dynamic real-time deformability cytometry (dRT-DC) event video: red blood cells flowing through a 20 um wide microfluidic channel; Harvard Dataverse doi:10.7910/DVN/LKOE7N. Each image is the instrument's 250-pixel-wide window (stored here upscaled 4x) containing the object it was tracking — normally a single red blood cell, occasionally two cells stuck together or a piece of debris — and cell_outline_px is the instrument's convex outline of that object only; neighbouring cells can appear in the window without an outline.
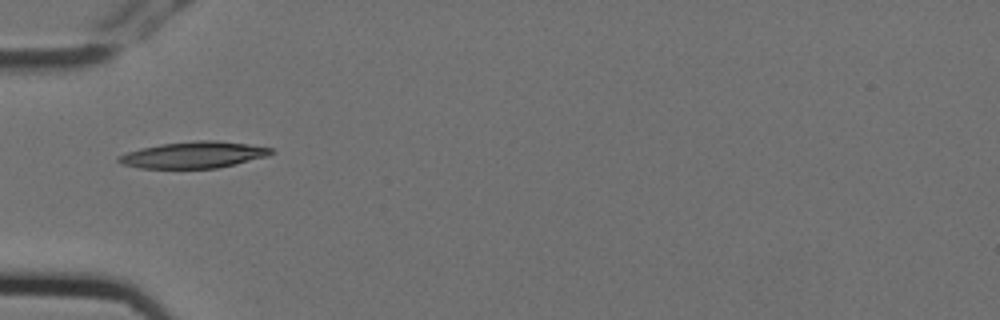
{"species": "Egyptian fruit bat (a non-hibernating species)", "species_latin": "Rousettus aegyptiacus", "temperature_condition": "cold", "stored_images_in_passage": 10, "camera_frame_rate_fps": 3000, "um_per_image_px": 0.085, "animal": {"sex": "female"}, "frame": {"image": 1, "passage_image": 4, "time_ms": 1.0, "image_size_px": [1000, 320], "cell_outline_px": [[276, 152], [268, 156], [236, 164], [216, 168], [140, 168], [120, 164], [116, 160], [116, 156], [140, 148], [160, 144], [200, 140], [216, 140], [248, 144], [272, 148]], "centroid_in_image_um": [16.45, 13.16], "position_along_channel_um": 68.5, "area_um2": 23.64}}
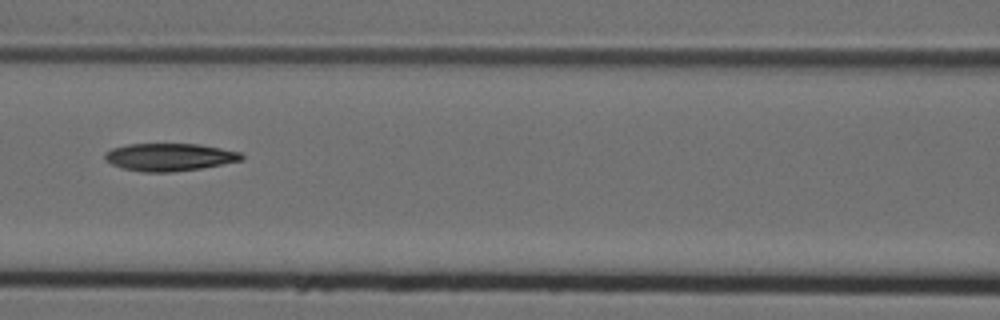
{"frame": {"image": 2, "passage_image": 6, "time_ms": 1.667, "image_size_px": [1000, 320], "cell_outline_px": [[244, 160], [200, 168], [172, 172], [144, 172], [124, 168], [112, 164], [104, 160], [104, 152], [112, 148], [128, 144], [200, 144], [240, 152], [244, 156]], "centroid_in_image_um": [14.39, 13.35], "position_along_channel_um": 152.2, "area_um2": 21.96}}
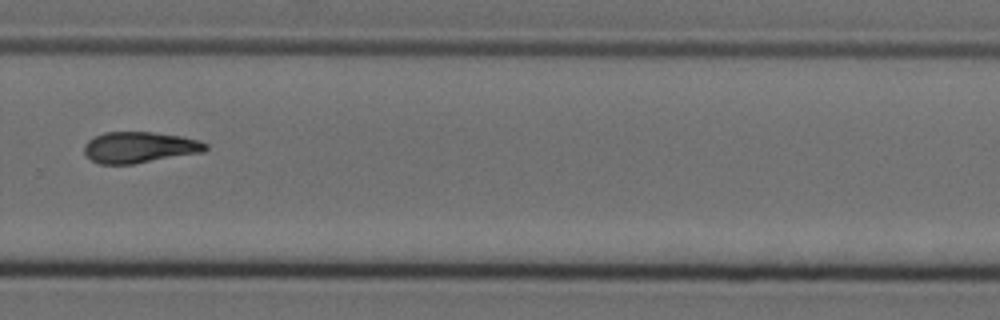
{"frame": {"image": 3, "passage_image": 10, "time_ms": 3.0, "image_size_px": [1000, 320], "cell_outline_px": [[208, 148], [204, 152], [132, 164], [100, 164], [92, 160], [84, 152], [84, 144], [88, 140], [104, 132], [152, 132], [180, 136], [200, 140], [208, 144]], "centroid_in_image_um": [11.87, 12.52], "position_along_channel_um": 317.9, "area_um2": 21.96}}